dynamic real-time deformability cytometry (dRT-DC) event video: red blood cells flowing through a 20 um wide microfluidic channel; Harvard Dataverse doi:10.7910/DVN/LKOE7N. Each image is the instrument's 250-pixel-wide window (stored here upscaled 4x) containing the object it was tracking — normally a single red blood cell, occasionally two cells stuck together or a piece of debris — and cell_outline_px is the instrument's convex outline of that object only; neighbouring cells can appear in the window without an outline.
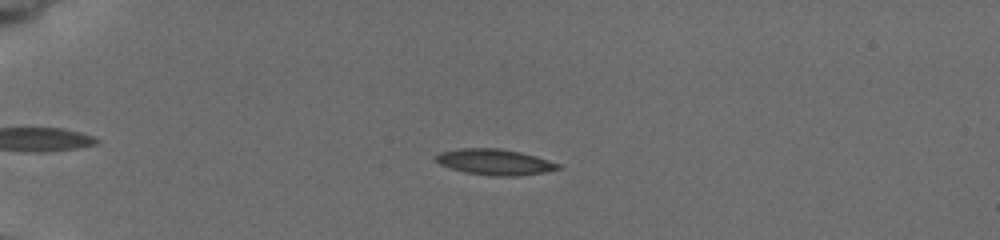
{"species": "common noctule bat (a hibernating species)", "species_latin": "Nyctalus noctula", "temperature_condition": "cold", "stored_images_in_passage": 8, "camera_frame_rate_fps": 3000, "um_per_image_px": 0.085, "animal": {"sex": "female", "body_mass_g": 19.5, "forearm_length_mm": 54.1}, "frame": {"image": 1, "passage_image": 6, "time_ms": 4.333, "image_size_px": [1000, 240], "cell_outline_px": [[560, 168], [544, 172], [516, 176], [496, 176], [464, 172], [440, 164], [436, 160], [436, 156], [440, 152], [460, 148], [500, 148], [520, 152], [536, 156], [560, 164]], "centroid_in_image_um": [42.06, 13.76], "position_along_channel_um": 42.9, "area_um2": 18.21}}
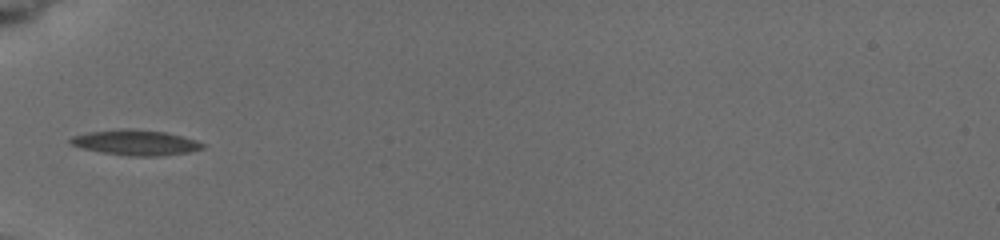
{"frame": {"image": 2, "passage_image": 8, "time_ms": 6.333, "image_size_px": [1000, 240], "cell_outline_px": [[204, 148], [188, 152], [156, 156], [128, 156], [104, 152], [84, 148], [72, 144], [68, 140], [72, 136], [88, 132], [120, 128], [132, 128], [164, 132], [196, 140], [204, 144]], "centroid_in_image_um": [11.52, 12.1], "position_along_channel_um": 73.5, "area_um2": 19.31}}